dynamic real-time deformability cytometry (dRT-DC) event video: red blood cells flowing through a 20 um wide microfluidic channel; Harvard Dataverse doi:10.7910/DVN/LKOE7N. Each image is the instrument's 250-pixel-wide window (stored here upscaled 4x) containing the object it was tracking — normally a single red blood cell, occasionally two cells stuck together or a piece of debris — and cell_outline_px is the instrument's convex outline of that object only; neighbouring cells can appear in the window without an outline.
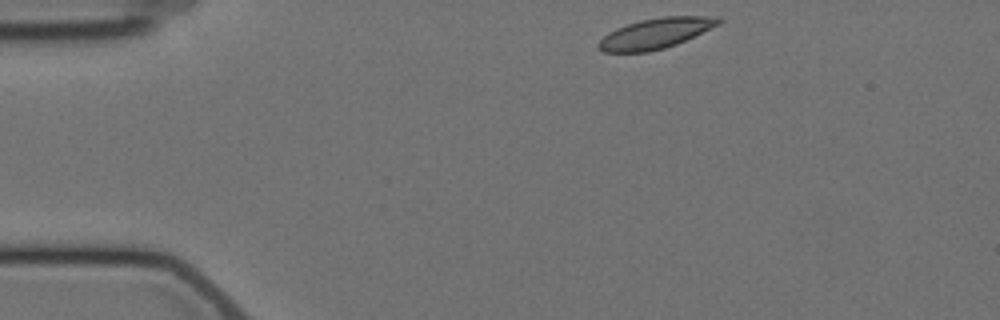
{"species": "Egyptian fruit bat (a non-hibernating species)", "species_latin": "Rousettus aegyptiacus", "temperature_condition": "cold", "stored_images_in_passage": 3, "camera_frame_rate_fps": 3000, "um_per_image_px": 0.085, "animal": {"sex": "female"}, "frame": {"image": 1, "passage_image": 1, "time_ms": 0.0, "image_size_px": [1000, 320], "cell_outline_px": [[724, 20], [720, 24], [676, 44], [664, 48], [648, 52], [604, 52], [596, 44], [608, 32], [616, 28], [640, 20], [664, 16], [716, 16]], "centroid_in_image_um": [55.74, 2.83], "position_along_channel_um": 29.3, "area_um2": 21.15}}